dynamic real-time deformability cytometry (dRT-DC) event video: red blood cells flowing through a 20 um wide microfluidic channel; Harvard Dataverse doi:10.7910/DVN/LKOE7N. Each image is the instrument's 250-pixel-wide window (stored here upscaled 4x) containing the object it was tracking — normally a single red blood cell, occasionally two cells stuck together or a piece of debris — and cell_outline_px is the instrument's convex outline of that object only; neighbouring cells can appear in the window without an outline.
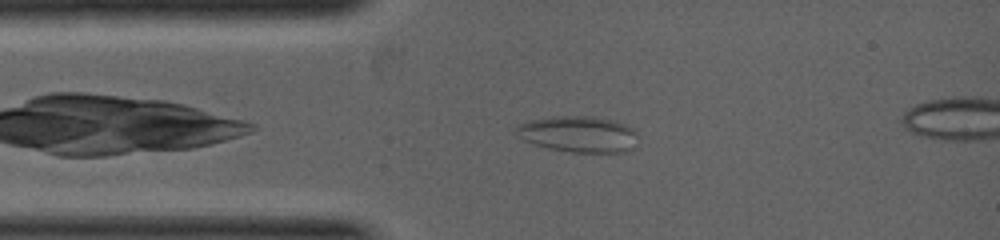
{"species": "common noctule bat (a hibernating species)", "species_latin": "Nyctalus noctula", "temperature_condition": "warm", "stored_images_in_passage": 4, "camera_frame_rate_fps": 5000, "um_per_image_px": 0.085, "animal": {"sex": "female", "body_mass_g": 19.0, "forearm_length_mm": 53.3}, "frame": {"image": 1, "passage_image": 2, "time_ms": 0.4, "image_size_px": [1000, 240], "cell_outline_px": [[636, 132], [632, 148], [624, 152], [572, 152], [548, 148], [532, 144], [516, 136], [512, 132], [512, 128], [528, 120], [552, 116], [596, 116], [612, 120], [624, 124], [632, 128]], "centroid_in_image_um": [49.06, 11.39], "position_along_channel_um": 35.9, "area_um2": 25.84}}